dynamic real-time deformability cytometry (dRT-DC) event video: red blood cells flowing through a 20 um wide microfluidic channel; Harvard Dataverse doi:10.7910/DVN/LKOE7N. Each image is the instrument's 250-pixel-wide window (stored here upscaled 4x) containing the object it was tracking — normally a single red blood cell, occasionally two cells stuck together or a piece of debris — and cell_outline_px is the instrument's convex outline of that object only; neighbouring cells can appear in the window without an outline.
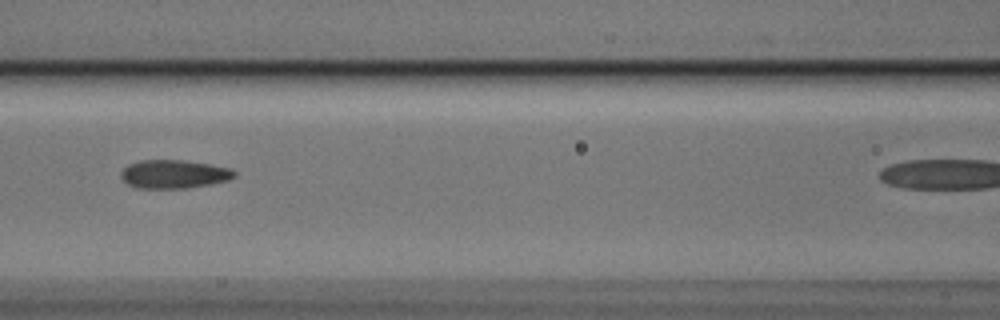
{"species": "Egyptian fruit bat (a non-hibernating species)", "species_latin": "Rousettus aegyptiacus", "temperature_condition": "cold", "stored_images_in_passage": 7, "camera_frame_rate_fps": 3000, "um_per_image_px": 0.085, "animal": {"sex": "male"}, "frame": {"image": 1, "passage_image": 6, "time_ms": 1.667, "image_size_px": [1000, 320], "cell_outline_px": [[236, 176], [228, 180], [212, 184], [188, 188], [136, 188], [128, 184], [120, 176], [120, 172], [128, 164], [140, 160], [184, 160], [232, 168], [236, 172]], "centroid_in_image_um": [14.79, 14.8], "position_along_channel_um": 151.8, "area_um2": 18.96}}